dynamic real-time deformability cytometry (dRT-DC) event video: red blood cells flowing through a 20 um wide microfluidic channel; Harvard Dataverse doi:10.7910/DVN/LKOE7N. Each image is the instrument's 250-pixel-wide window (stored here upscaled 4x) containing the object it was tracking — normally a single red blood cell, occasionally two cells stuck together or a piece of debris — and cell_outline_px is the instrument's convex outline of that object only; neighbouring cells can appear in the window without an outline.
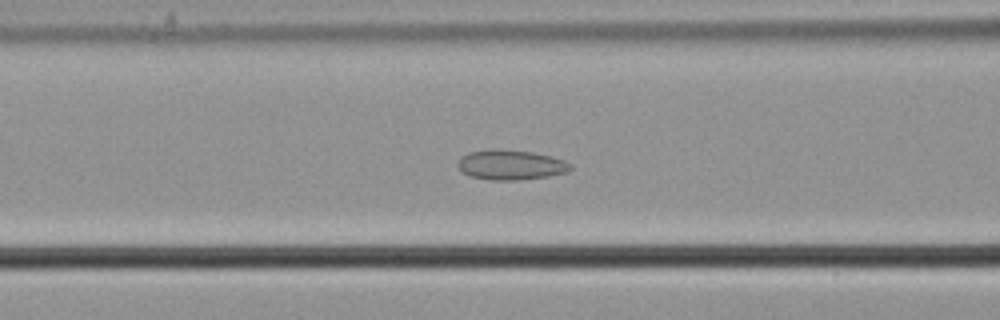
{"species": "common noctule bat (a hibernating species)", "species_latin": "Nyctalus noctula", "temperature_condition": "cold", "stored_images_in_passage": 38, "camera_frame_rate_fps": 3000, "um_per_image_px": 0.085, "animal": {"sex": "male", "body_mass_g": 21.5, "forearm_length_mm": 52.0}, "frame": {"image": 1, "passage_image": 22, "time_ms": 7.0, "image_size_px": [1000, 320], "cell_outline_px": [[572, 168], [568, 172], [548, 176], [520, 180], [492, 180], [468, 176], [460, 172], [456, 164], [468, 152], [492, 148], [532, 152], [552, 156], [564, 160], [572, 164]], "centroid_in_image_um": [43.41, 14.01], "position_along_channel_um": 123.2, "area_um2": 19.88}}
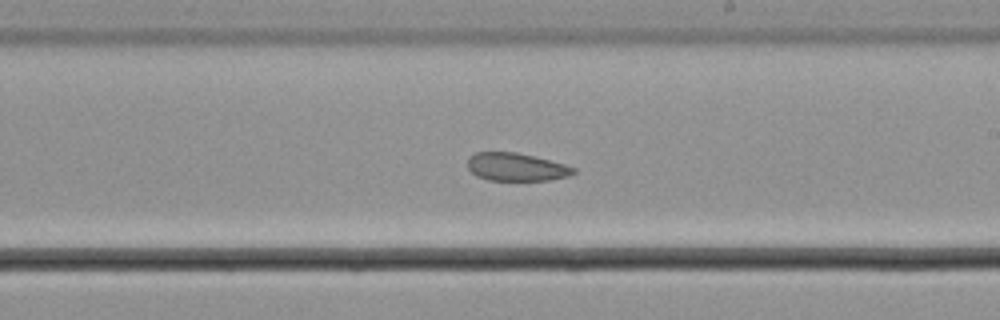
{"frame": {"image": 2, "passage_image": 32, "time_ms": 10.333, "image_size_px": [1000, 320], "cell_outline_px": [[576, 172], [568, 176], [548, 180], [488, 180], [476, 176], [468, 168], [468, 156], [476, 152], [516, 152], [564, 164], [576, 168]], "centroid_in_image_um": [43.85, 14.19], "position_along_channel_um": 245.1, "area_um2": 17.17}}
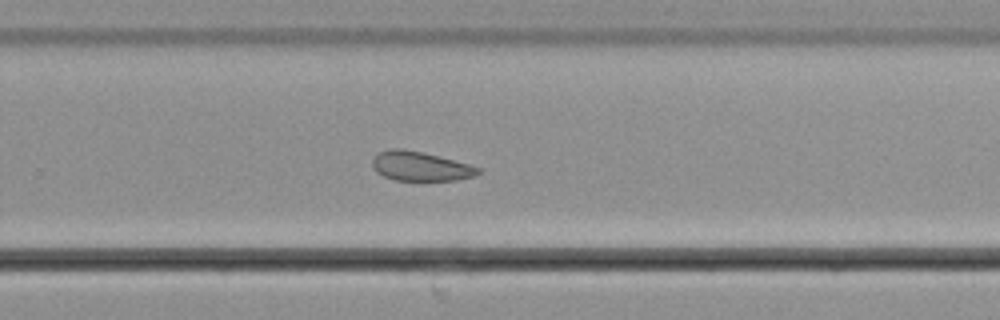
{"frame": {"image": 3, "passage_image": 36, "time_ms": 11.667, "image_size_px": [1000, 320], "cell_outline_px": [[480, 172], [472, 176], [456, 180], [396, 180], [384, 176], [376, 172], [372, 164], [372, 160], [380, 152], [388, 148], [400, 148], [440, 156], [468, 164], [480, 168]], "centroid_in_image_um": [35.71, 14.13], "position_along_channel_um": 294.1, "area_um2": 17.8}}